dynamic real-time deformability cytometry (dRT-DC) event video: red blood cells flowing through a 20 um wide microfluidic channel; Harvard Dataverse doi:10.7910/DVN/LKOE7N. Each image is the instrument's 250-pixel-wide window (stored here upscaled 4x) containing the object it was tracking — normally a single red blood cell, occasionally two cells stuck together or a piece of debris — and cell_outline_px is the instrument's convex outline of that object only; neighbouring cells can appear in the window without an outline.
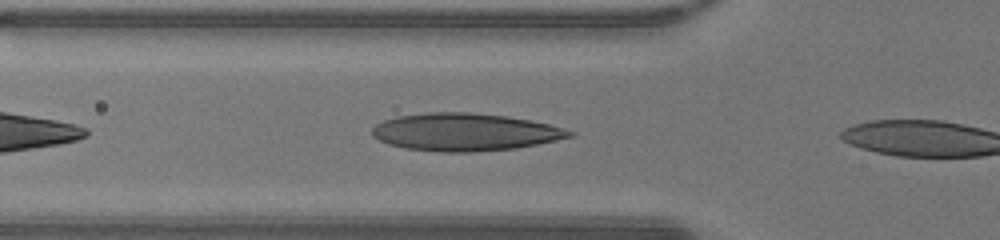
{"species": "human", "species_latin": "Homo sapiens", "temperature_condition": "warm", "stored_images_in_passage": 3, "camera_frame_rate_fps": 3000, "um_per_image_px": 0.085, "donor": {"sex": "male"}, "frame": {"image": 1, "passage_image": 2, "time_ms": 0.333, "image_size_px": [1000, 240], "cell_outline_px": [[576, 132], [572, 136], [556, 140], [516, 148], [472, 152], [440, 152], [404, 148], [388, 144], [372, 136], [372, 128], [376, 124], [384, 120], [396, 116], [428, 112], [468, 112], [508, 116], [532, 120], [564, 128]], "centroid_in_image_um": [39.5, 11.22], "position_along_channel_um": 86.3, "area_um2": 43.35}}